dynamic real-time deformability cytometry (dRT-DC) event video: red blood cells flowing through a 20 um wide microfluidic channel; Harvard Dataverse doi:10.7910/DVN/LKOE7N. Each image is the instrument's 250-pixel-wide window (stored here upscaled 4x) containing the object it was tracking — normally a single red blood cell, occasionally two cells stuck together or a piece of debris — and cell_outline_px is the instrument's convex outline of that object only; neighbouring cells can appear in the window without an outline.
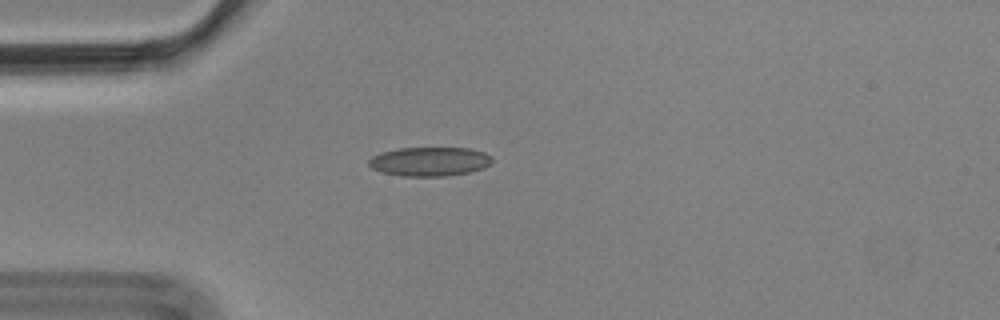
{"species": "Egyptian fruit bat (a non-hibernating species)", "species_latin": "Rousettus aegyptiacus", "temperature_condition": "cold", "stored_images_in_passage": 5, "camera_frame_rate_fps": 3000, "um_per_image_px": 0.085, "animal": {"sex": "male"}, "frame": {"image": 1, "passage_image": 5, "time_ms": 1.333, "image_size_px": [1000, 320], "cell_outline_px": [[492, 160], [484, 168], [468, 172], [444, 176], [400, 176], [380, 172], [372, 168], [368, 164], [368, 160], [372, 156], [380, 152], [396, 148], [468, 148], [484, 152], [492, 156]], "centroid_in_image_um": [36.47, 13.72], "position_along_channel_um": 48.5, "area_um2": 20.98}}